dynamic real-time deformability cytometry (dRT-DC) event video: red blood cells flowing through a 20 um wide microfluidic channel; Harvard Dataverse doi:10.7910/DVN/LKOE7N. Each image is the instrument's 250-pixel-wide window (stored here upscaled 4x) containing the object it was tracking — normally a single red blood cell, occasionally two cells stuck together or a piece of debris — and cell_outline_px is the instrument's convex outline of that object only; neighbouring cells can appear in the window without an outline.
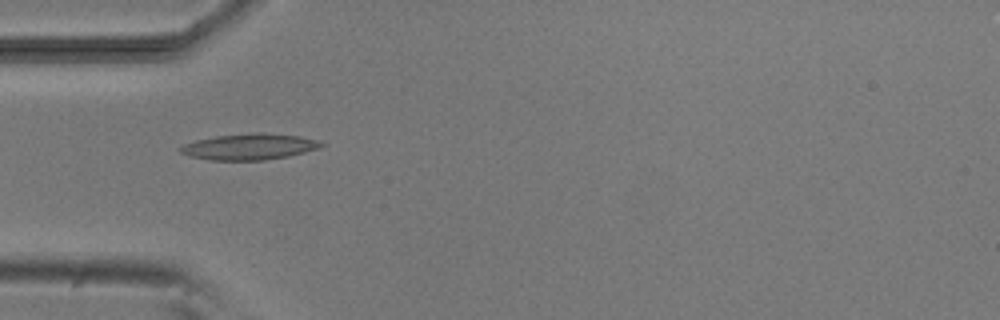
{"species": "common noctule bat (a hibernating species)", "species_latin": "Nyctalus noctula", "temperature_condition": "room temperature", "stored_images_in_passage": 8, "camera_frame_rate_fps": 3000, "um_per_image_px": 0.085, "animal": {"sex": "male", "body_mass_g": 20.5, "forearm_length_mm": 52.5}, "frame": {"image": 1, "passage_image": 3, "time_ms": 2.333, "image_size_px": [1000, 320], "cell_outline_px": [[328, 144], [304, 152], [288, 156], [264, 160], [208, 160], [188, 156], [180, 152], [176, 148], [184, 144], [196, 140], [216, 136], [252, 132], [264, 132], [300, 136], [316, 140]], "centroid_in_image_um": [21.15, 12.46], "position_along_channel_um": 63.8, "area_um2": 21.56}}
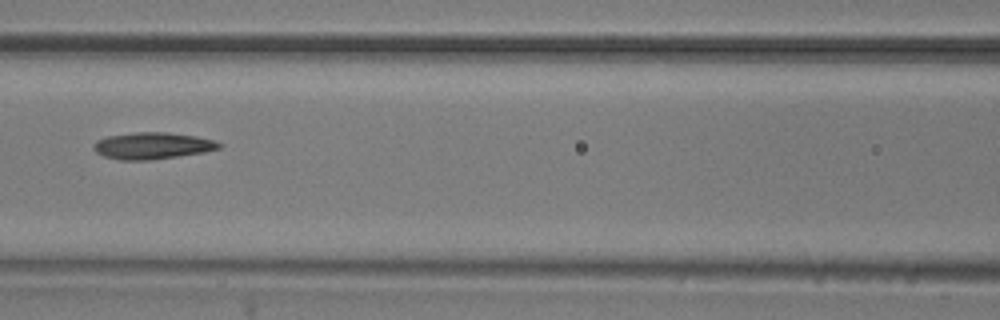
{"frame": {"image": 2, "passage_image": 5, "time_ms": 4.667, "image_size_px": [1000, 320], "cell_outline_px": [[224, 144], [220, 148], [204, 152], [152, 160], [120, 160], [104, 156], [96, 152], [92, 148], [92, 144], [96, 140], [108, 136], [136, 132], [164, 132], [196, 136], [216, 140]], "centroid_in_image_um": [12.96, 12.39], "position_along_channel_um": 153.6, "area_um2": 19.65}}
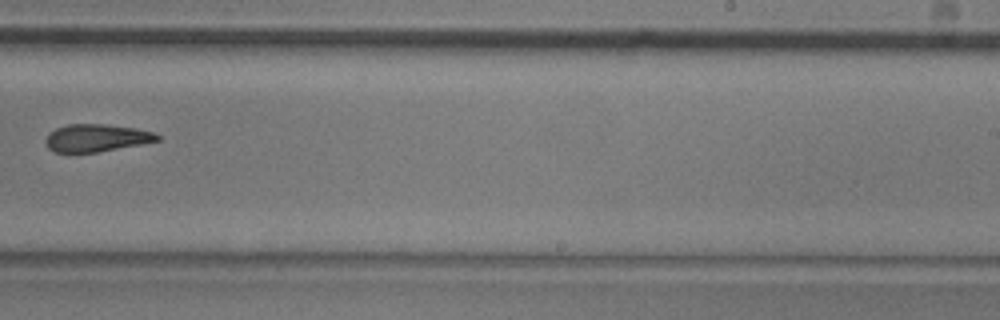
{"frame": {"image": 3, "passage_image": 8, "time_ms": 8.0, "image_size_px": [1000, 320], "cell_outline_px": [[160, 140], [140, 144], [96, 152], [56, 152], [48, 148], [44, 140], [48, 132], [56, 128], [68, 124], [108, 124], [136, 128], [152, 132], [160, 136]], "centroid_in_image_um": [8.16, 11.71], "position_along_channel_um": 280.8, "area_um2": 17.86}}